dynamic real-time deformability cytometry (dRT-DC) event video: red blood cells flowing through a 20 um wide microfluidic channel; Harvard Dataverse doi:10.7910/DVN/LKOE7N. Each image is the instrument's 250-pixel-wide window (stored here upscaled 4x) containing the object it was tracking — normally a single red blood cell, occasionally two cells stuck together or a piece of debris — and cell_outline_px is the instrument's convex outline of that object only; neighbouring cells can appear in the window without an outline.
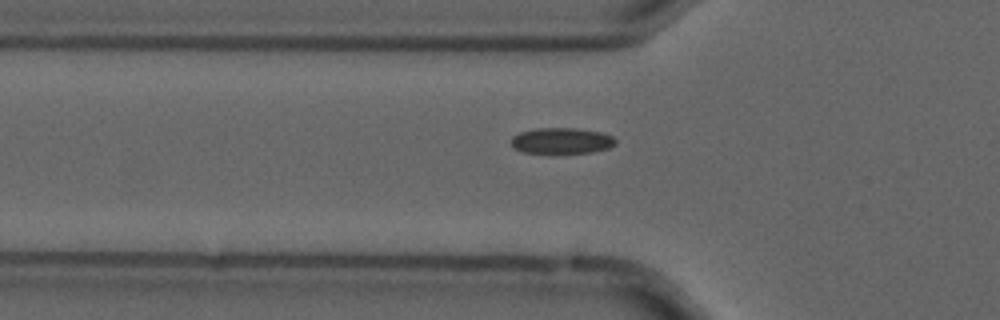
{"species": "common noctule bat (a hibernating species)", "species_latin": "Nyctalus noctula", "temperature_condition": "cold", "stored_images_in_passage": 47, "camera_frame_rate_fps": 3000, "um_per_image_px": 0.085, "animal": {"sex": "male", "forearm_length_mm": 52.5}, "frame": {"image": 1, "passage_image": 10, "time_ms": 3.0, "image_size_px": [1000, 320], "cell_outline_px": [[616, 144], [608, 148], [592, 152], [524, 152], [512, 148], [512, 136], [520, 132], [536, 128], [576, 128], [600, 132], [612, 136], [616, 140]], "centroid_in_image_um": [47.73, 11.95], "position_along_channel_um": 78.1, "area_um2": 15.55}}
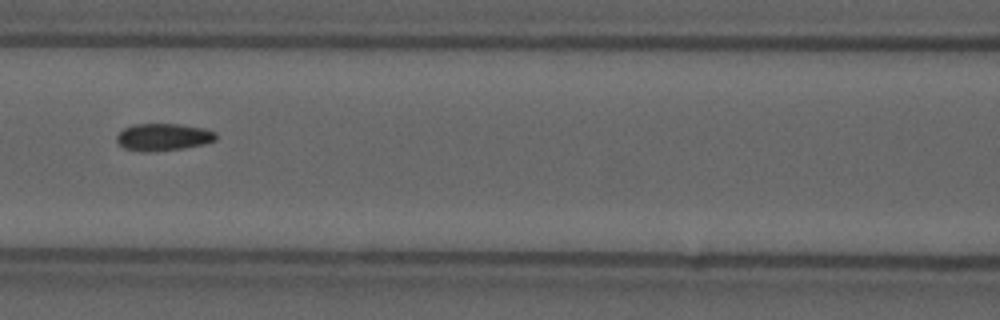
{"frame": {"image": 2, "passage_image": 16, "time_ms": 5.0, "image_size_px": [1000, 320], "cell_outline_px": [[216, 140], [204, 144], [184, 148], [148, 152], [124, 148], [116, 140], [116, 136], [124, 128], [132, 124], [180, 124], [204, 128], [216, 132]], "centroid_in_image_um": [13.89, 11.64], "position_along_channel_um": 152.7, "area_um2": 15.72}}
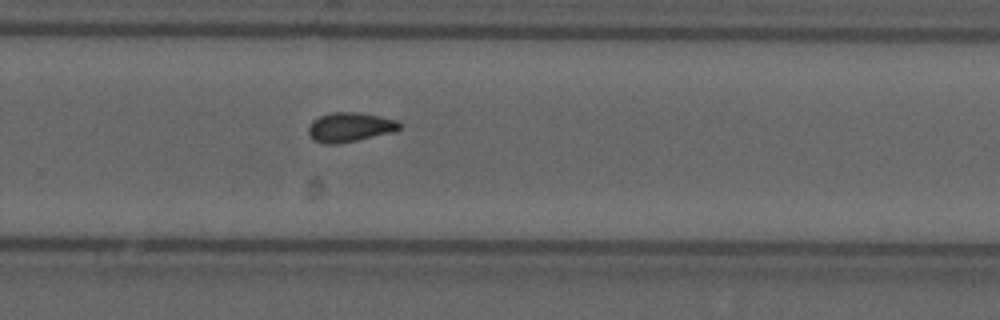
{"frame": {"image": 3, "passage_image": 28, "time_ms": 9.0, "image_size_px": [1000, 320], "cell_outline_px": [[400, 128], [396, 132], [336, 144], [324, 144], [312, 140], [308, 132], [308, 128], [312, 120], [320, 116], [332, 112], [364, 112], [396, 120], [400, 124]], "centroid_in_image_um": [29.73, 10.8], "position_along_channel_um": 300.1, "area_um2": 15.78}, "authors_computed_cell_mechanics": {"area_um2": 15.2592, "velocity_mm_per_s": 3.6983, "shape_relaxation_time_tau1_ms": 6.251, "shape_relaxation_time_tau2_ms": 1.8619, "deformation_change_tau1": 0.1046, "deformation_change_tau2": 0.0549}}